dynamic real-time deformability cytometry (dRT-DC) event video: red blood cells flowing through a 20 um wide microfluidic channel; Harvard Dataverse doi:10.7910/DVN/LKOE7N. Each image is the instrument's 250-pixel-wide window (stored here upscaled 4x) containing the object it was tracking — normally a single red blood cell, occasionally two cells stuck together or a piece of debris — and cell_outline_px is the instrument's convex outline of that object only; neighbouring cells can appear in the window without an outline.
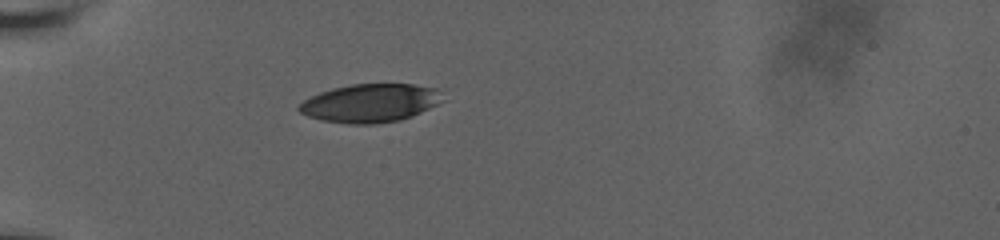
{"species": "human", "species_latin": "Homo sapiens", "temperature_condition": "room temperature", "stored_images_in_passage": 39, "camera_frame_rate_fps": 3000, "um_per_image_px": 0.085, "donor": {"sex": "male"}, "frame": {"image": 1, "passage_image": 1, "time_ms": 0.0, "image_size_px": [1000, 240], "cell_outline_px": [[444, 100], [412, 116], [400, 120], [376, 124], [348, 124], [320, 120], [308, 116], [300, 112], [296, 108], [304, 100], [320, 92], [332, 88], [352, 84], [412, 84], [436, 88]], "centroid_in_image_um": [31.44, 8.77], "position_along_channel_um": 53.6, "area_um2": 32.02}}
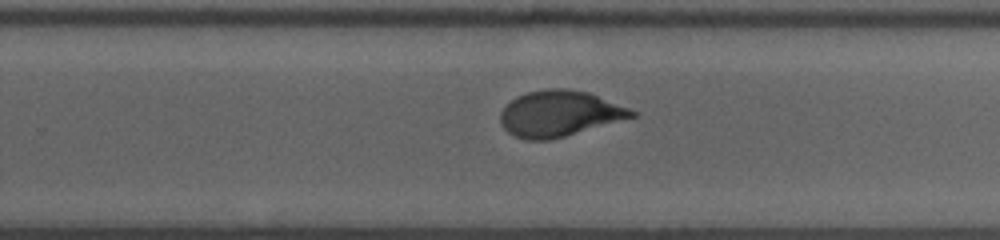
{"frame": {"image": 2, "passage_image": 21, "time_ms": 6.667, "image_size_px": [1000, 240], "cell_outline_px": [[640, 112], [636, 116], [564, 136], [548, 140], [528, 140], [516, 136], [508, 132], [504, 128], [500, 120], [500, 112], [516, 96], [528, 92], [548, 88], [568, 88], [588, 92]], "centroid_in_image_um": [47.56, 9.64], "position_along_channel_um": 282.2, "area_um2": 34.85}}
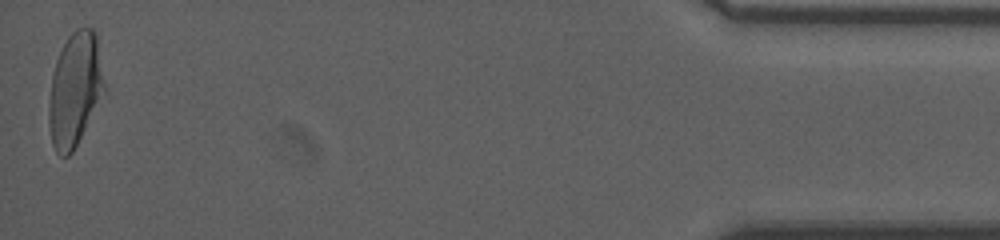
{"frame": {"image": 3, "passage_image": 39, "time_ms": 12.667, "image_size_px": [1000, 240], "cell_outline_px": [[104, 84], [84, 128], [72, 152], [68, 156], [60, 156], [56, 152], [52, 144], [48, 124], [48, 112], [52, 72], [56, 60], [68, 36], [76, 28], [92, 28], [96, 32]], "centroid_in_image_um": [6.3, 7.57], "position_along_channel_um": 428.9, "area_um2": 35.49}, "authors_computed_cell_mechanics": {"area_um2": 35.2002, "velocity_mm_per_s": 3.778, "shape_relaxation_time_tau1_ms": 7.8495, "shape_relaxation_time_tau2_ms": 1.0691, "deformation_change_tau1": 0.2264, "deformation_change_tau2": 0.0651}}